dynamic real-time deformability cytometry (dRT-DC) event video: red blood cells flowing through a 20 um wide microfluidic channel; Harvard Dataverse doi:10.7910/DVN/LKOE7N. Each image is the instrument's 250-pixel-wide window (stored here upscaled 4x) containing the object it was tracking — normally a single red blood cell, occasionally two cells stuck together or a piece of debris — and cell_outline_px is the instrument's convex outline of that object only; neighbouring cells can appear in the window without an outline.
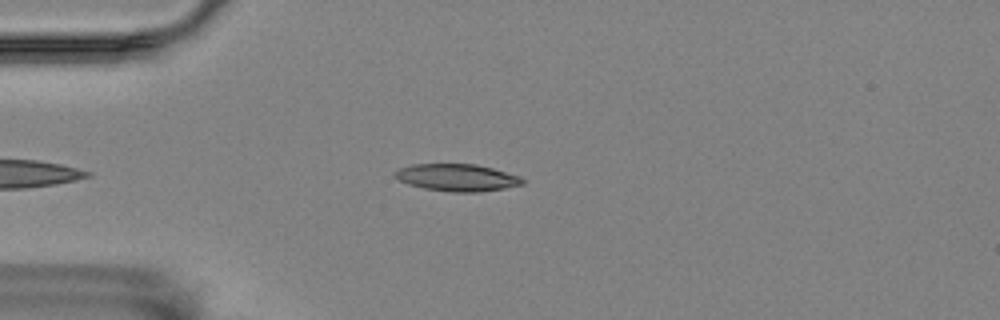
{"species": "Egyptian fruit bat (a non-hibernating species)", "species_latin": "Rousettus aegyptiacus", "temperature_condition": "room temperature", "stored_images_in_passage": 40, "camera_frame_rate_fps": 3000, "um_per_image_px": 0.085, "animal": {"sex": "female"}, "frame": {"image": 1, "passage_image": 2, "time_ms": 0.333, "image_size_px": [1000, 320], "cell_outline_px": [[524, 184], [504, 188], [480, 192], [452, 192], [424, 188], [408, 184], [392, 176], [392, 172], [400, 168], [412, 164], [476, 164], [492, 168], [520, 176], [524, 180]], "centroid_in_image_um": [38.83, 15.09], "position_along_channel_um": 46.2, "area_um2": 20.23}}
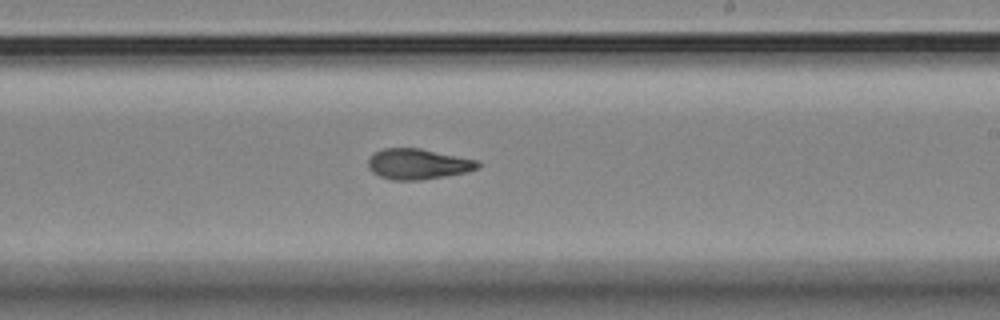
{"frame": {"image": 2, "passage_image": 21, "time_ms": 6.667, "image_size_px": [1000, 320], "cell_outline_px": [[480, 168], [468, 172], [420, 180], [392, 180], [380, 176], [372, 172], [368, 168], [368, 160], [376, 152], [384, 148], [420, 148], [480, 160]], "centroid_in_image_um": [35.58, 13.94], "position_along_channel_um": 253.4, "area_um2": 19.65}}
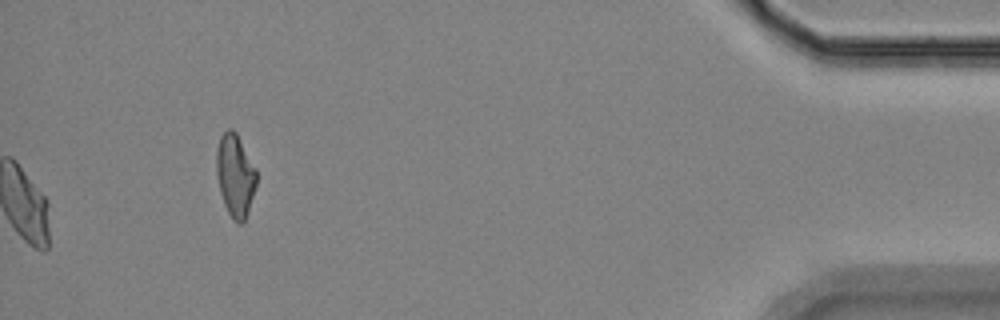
{"frame": {"image": 3, "passage_image": 40, "time_ms": 13.0, "image_size_px": [1000, 320], "cell_outline_px": [[256, 184], [244, 220], [240, 224], [236, 224], [232, 220], [224, 204], [220, 192], [216, 176], [216, 152], [220, 136], [228, 128], [232, 128], [236, 132], [256, 168]], "centroid_in_image_um": [19.97, 14.89], "position_along_channel_um": 415.2, "area_um2": 19.19}, "authors_computed_cell_mechanics": {"area_um2": 19.941, "velocity_mm_per_s": 3.5329, "shape_relaxation_time_tau1_ms": null, "shape_relaxation_time_tau2_ms": 3.1462, "deformation_change_tau1": null, "deformation_change_tau2": 0.1048}}